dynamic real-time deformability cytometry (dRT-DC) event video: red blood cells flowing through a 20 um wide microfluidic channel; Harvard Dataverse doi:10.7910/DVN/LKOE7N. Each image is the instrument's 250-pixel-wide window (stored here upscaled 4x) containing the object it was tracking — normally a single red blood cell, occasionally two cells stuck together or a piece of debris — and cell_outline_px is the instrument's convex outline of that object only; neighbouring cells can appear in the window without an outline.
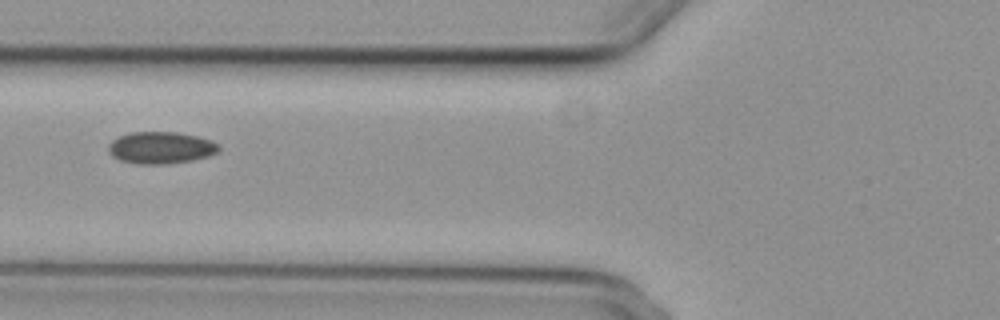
{"species": "common noctule bat (a hibernating species)", "species_latin": "Nyctalus noctula", "temperature_condition": "cold", "stored_images_in_passage": 8, "camera_frame_rate_fps": 3000, "um_per_image_px": 0.085, "animal": {"sex": "female", "body_mass_g": 29.2, "forearm_length_mm": 56.3}, "frame": {"image": 1, "passage_image": 5, "time_ms": 4.667, "image_size_px": [1000, 320], "cell_outline_px": [[220, 152], [208, 156], [192, 160], [164, 164], [136, 164], [120, 160], [112, 156], [108, 152], [108, 144], [112, 140], [120, 136], [132, 132], [176, 132], [196, 136], [212, 140], [220, 144]], "centroid_in_image_um": [13.69, 12.56], "position_along_channel_um": 112.1, "area_um2": 20.69}}
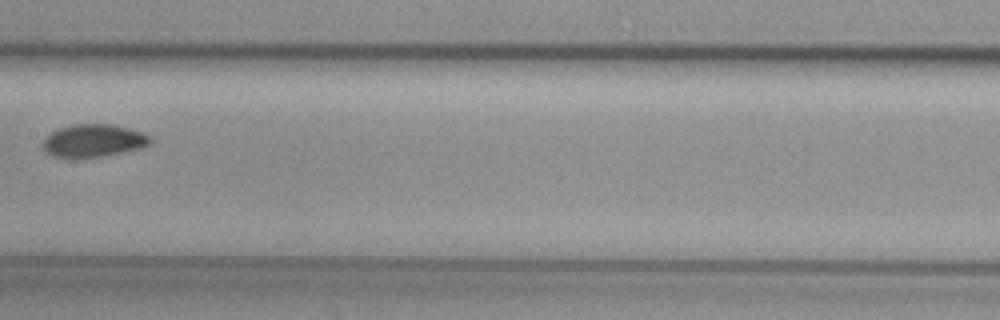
{"frame": {"image": 2, "passage_image": 7, "time_ms": 7.0, "image_size_px": [1000, 320], "cell_outline_px": [[152, 140], [148, 144], [140, 148], [104, 156], [52, 156], [44, 152], [40, 148], [44, 140], [52, 132], [60, 128], [72, 124], [112, 124], [144, 132]], "centroid_in_image_um": [7.93, 11.94], "position_along_channel_um": 199.5, "area_um2": 20.17}}
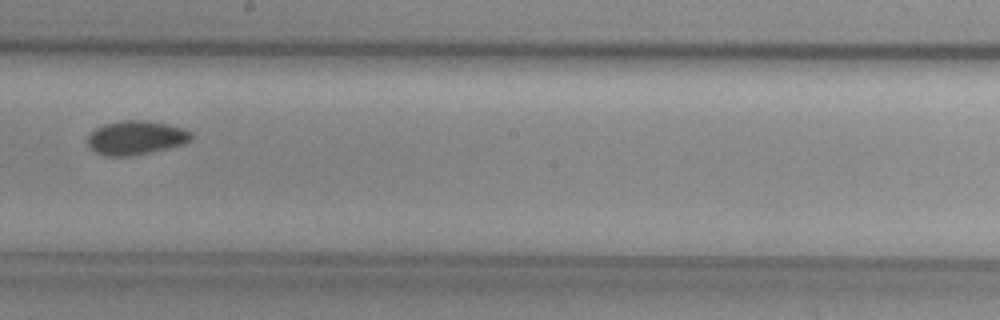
{"frame": {"image": 3, "passage_image": 8, "time_ms": 8.0, "image_size_px": [1000, 320], "cell_outline_px": [[192, 140], [184, 144], [168, 148], [132, 156], [104, 156], [88, 148], [88, 136], [96, 128], [104, 124], [120, 120], [148, 120], [168, 124], [192, 132]], "centroid_in_image_um": [11.55, 11.71], "position_along_channel_um": 236.7, "area_um2": 20.63}}